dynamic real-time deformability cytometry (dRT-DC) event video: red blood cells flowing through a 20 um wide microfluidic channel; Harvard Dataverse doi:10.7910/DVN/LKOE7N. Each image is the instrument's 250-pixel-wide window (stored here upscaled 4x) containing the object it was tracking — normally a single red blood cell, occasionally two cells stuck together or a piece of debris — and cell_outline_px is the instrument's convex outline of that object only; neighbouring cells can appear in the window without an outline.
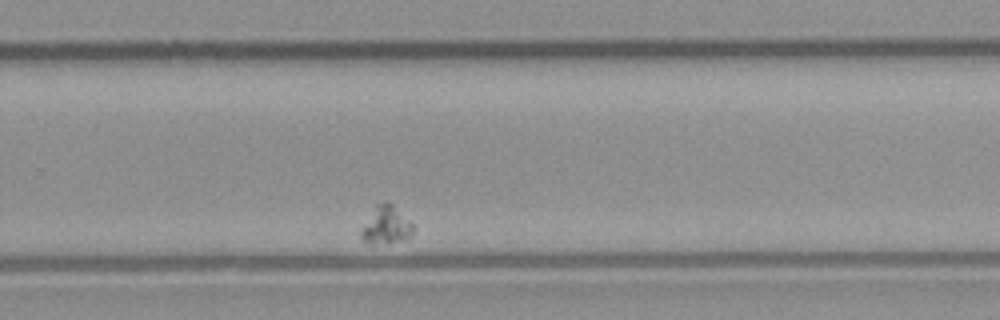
{"species": "common noctule bat (a hibernating species)", "species_latin": "Nyctalus noctula", "temperature_condition": "room temperature", "stored_images_in_passage": 38, "camera_frame_rate_fps": 3000, "um_per_image_px": 0.085, "animal": {"sex": "male", "body_mass_g": 23.1, "forearm_length_mm": 52.7}, "frame": {"image": 1, "passage_image": 29, "time_ms": 9.333, "image_size_px": [1000, 320], "cell_outline_px": [[416, 228], [412, 236], [404, 240], [388, 244], [364, 244], [360, 236], [360, 232], [376, 204], [384, 200], [392, 204]], "centroid_in_image_um": [32.82, 19.19], "position_along_channel_um": 297.0, "area_um2": 11.68}}
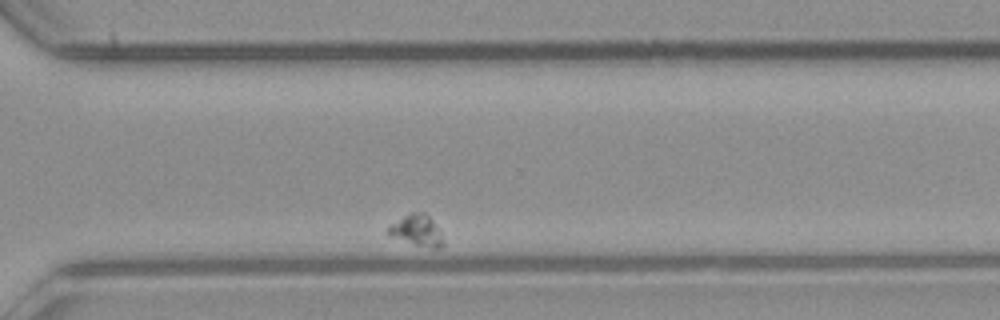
{"frame": {"image": 2, "passage_image": 33, "time_ms": 10.667, "image_size_px": [1000, 320], "cell_outline_px": [[444, 244], [440, 248], [432, 248], [416, 244], [388, 236], [384, 232], [388, 224], [412, 212], [424, 212], [432, 220], [444, 240]], "centroid_in_image_um": [35.36, 19.58], "position_along_channel_um": 335.2, "area_um2": 10.0}}